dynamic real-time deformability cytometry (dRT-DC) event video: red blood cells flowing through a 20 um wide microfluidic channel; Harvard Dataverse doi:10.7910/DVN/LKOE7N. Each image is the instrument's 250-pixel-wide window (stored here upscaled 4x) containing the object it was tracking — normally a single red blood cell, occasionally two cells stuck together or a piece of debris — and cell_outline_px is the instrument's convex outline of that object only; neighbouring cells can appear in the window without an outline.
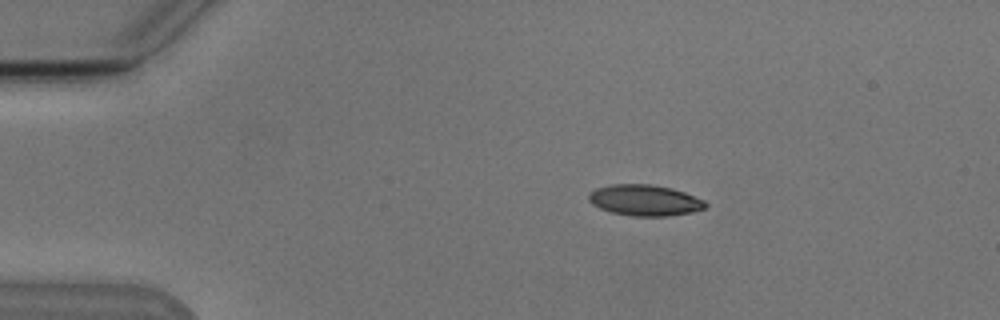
{"species": "Egyptian fruit bat (a non-hibernating species)", "species_latin": "Rousettus aegyptiacus", "temperature_condition": "cold", "stored_images_in_passage": 4, "camera_frame_rate_fps": 3000, "um_per_image_px": 0.085, "animal": {"sex": "male"}, "frame": {"image": 1, "passage_image": 1, "time_ms": 0.0, "image_size_px": [1000, 320], "cell_outline_px": [[708, 204], [704, 208], [692, 212], [668, 216], [632, 216], [612, 212], [600, 208], [592, 204], [588, 200], [588, 192], [596, 188], [612, 184], [652, 184], [672, 188], [684, 192], [704, 200]], "centroid_in_image_um": [54.78, 17.01], "position_along_channel_um": 30.2, "area_um2": 21.15}}